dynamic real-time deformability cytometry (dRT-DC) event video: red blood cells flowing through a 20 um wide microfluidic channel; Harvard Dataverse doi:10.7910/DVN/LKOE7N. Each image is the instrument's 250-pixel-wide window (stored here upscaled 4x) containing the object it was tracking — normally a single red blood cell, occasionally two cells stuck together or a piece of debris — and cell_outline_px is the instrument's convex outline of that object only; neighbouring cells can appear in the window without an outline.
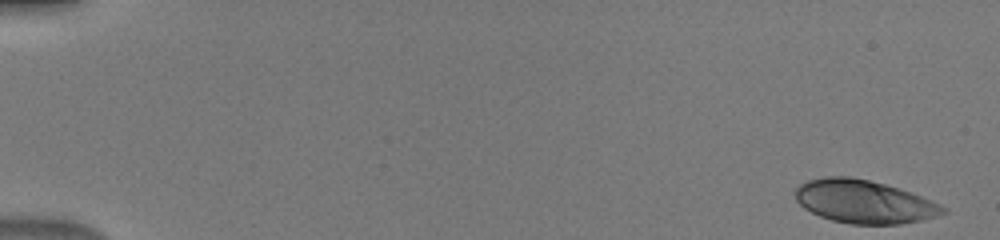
{"species": "human", "species_latin": "Homo sapiens", "temperature_condition": "warm", "stored_images_in_passage": 49, "camera_frame_rate_fps": 3000, "um_per_image_px": 0.085, "donor": {"sex": "male"}, "frame": {"image": 1, "passage_image": 1, "time_ms": 0.0, "image_size_px": [1000, 240], "cell_outline_px": [[948, 212], [924, 220], [900, 224], [848, 224], [832, 220], [820, 216], [804, 208], [796, 200], [796, 188], [800, 184], [808, 180], [824, 176], [852, 176], [884, 184], [932, 200], [948, 208]], "centroid_in_image_um": [73.45, 17.14], "position_along_channel_um": 11.5, "area_um2": 37.11}}
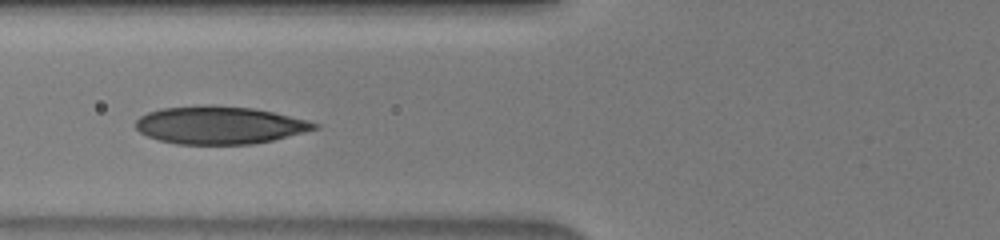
{"frame": {"image": 2, "passage_image": 20, "time_ms": 6.333, "image_size_px": [1000, 240], "cell_outline_px": [[320, 128], [272, 140], [252, 144], [176, 144], [160, 140], [148, 136], [140, 132], [136, 128], [136, 120], [140, 116], [148, 112], [160, 108], [204, 104], [208, 104], [252, 108], [272, 112], [308, 120], [320, 124]], "centroid_in_image_um": [18.65, 10.62], "position_along_channel_um": 107.1, "area_um2": 39.36}}
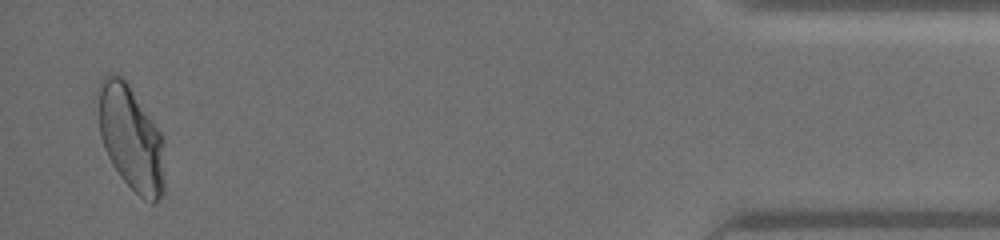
{"frame": {"image": 3, "passage_image": 48, "time_ms": 15.667, "image_size_px": [1000, 240], "cell_outline_px": [[164, 196], [156, 204], [152, 204], [144, 200], [120, 176], [112, 164], [104, 148], [100, 136], [100, 80], [108, 72], [120, 76], [128, 80], [164, 136]], "centroid_in_image_um": [11.2, 11.75], "position_along_channel_um": 424.0, "area_um2": 41.27}}